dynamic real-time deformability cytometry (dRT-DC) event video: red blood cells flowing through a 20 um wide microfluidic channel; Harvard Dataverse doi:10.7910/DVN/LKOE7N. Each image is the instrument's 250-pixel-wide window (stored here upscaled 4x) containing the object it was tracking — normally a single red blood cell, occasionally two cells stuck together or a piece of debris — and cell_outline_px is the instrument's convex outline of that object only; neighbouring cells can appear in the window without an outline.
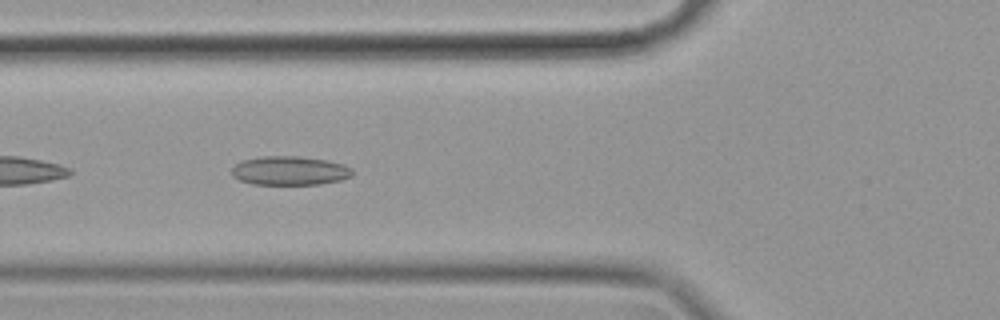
{"species": "common noctule bat (a hibernating species)", "species_latin": "Nyctalus noctula", "temperature_condition": "cold", "stored_images_in_passage": 41, "camera_frame_rate_fps": 3000, "um_per_image_px": 0.085, "animal": {"sex": "female", "body_mass_g": 19.9}, "frame": {"image": 1, "passage_image": 5, "time_ms": 1.333, "image_size_px": [1000, 320], "cell_outline_px": [[352, 176], [340, 180], [320, 184], [252, 184], [240, 180], [232, 176], [232, 168], [240, 160], [260, 156], [296, 156], [324, 160], [344, 164], [352, 168]], "centroid_in_image_um": [24.6, 14.5], "position_along_channel_um": 101.2, "area_um2": 20.35}}
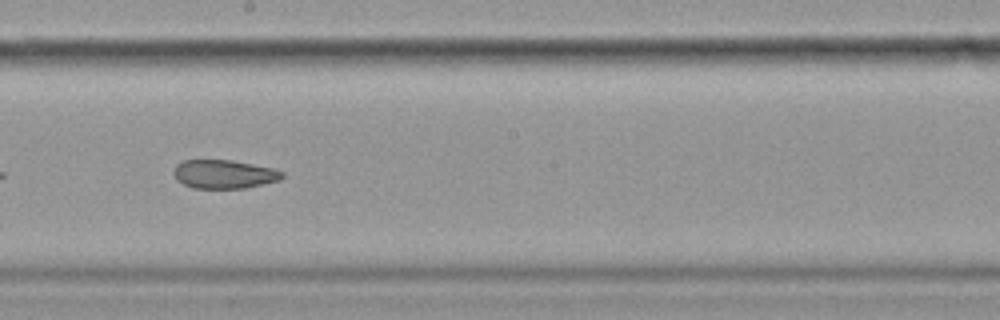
{"frame": {"image": 2, "passage_image": 16, "time_ms": 5.0, "image_size_px": [1000, 320], "cell_outline_px": [[284, 176], [280, 180], [264, 184], [244, 188], [192, 188], [176, 180], [172, 172], [176, 164], [184, 160], [232, 160], [272, 168], [284, 172]], "centroid_in_image_um": [19.03, 14.8], "position_along_channel_um": 229.2, "area_um2": 18.21}}
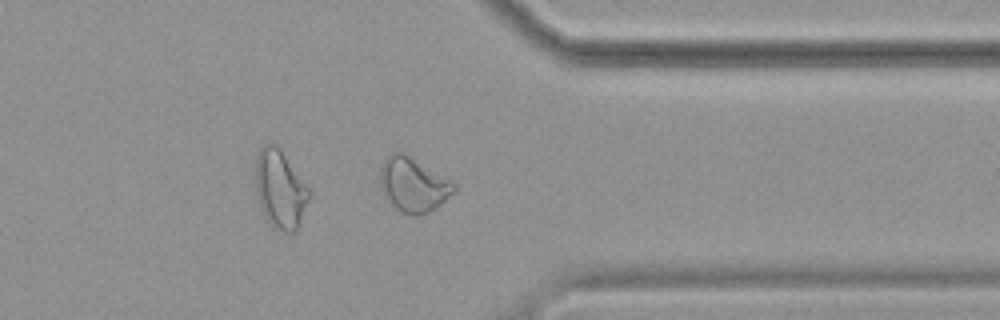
{"frame": {"image": 3, "passage_image": 29, "time_ms": 9.333, "image_size_px": [1000, 320], "cell_outline_px": [[456, 188], [440, 204], [428, 212], [420, 216], [416, 216], [404, 212], [396, 208], [392, 204], [384, 192], [380, 184], [380, 164], [392, 152], [400, 152], [408, 156], [452, 180], [456, 184]], "centroid_in_image_um": [35.12, 15.69], "position_along_channel_um": 376.3, "area_um2": 22.77}, "authors_computed_cell_mechanics": {"area_um2": 20.1722, "velocity_mm_per_s": 3.4947, "shape_relaxation_time_tau1_ms": null, "shape_relaxation_time_tau2_ms": 4.3852, "deformation_change_tau1": null, "deformation_change_tau2": 0.0927}}